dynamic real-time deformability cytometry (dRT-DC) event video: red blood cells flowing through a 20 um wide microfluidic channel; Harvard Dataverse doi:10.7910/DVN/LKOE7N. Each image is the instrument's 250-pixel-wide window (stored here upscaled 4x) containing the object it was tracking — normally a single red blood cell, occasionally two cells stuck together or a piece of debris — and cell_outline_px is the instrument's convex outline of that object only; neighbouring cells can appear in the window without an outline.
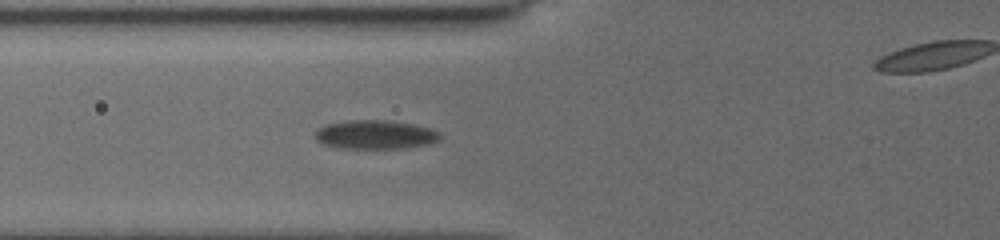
{"species": "common noctule bat (a hibernating species)", "species_latin": "Nyctalus noctula", "temperature_condition": "cold", "stored_images_in_passage": 13, "camera_frame_rate_fps": 3000, "um_per_image_px": 0.085, "animal": {"sex": "female", "body_mass_g": 19.5, "forearm_length_mm": 54.1}, "frame": {"image": 1, "passage_image": 6, "time_ms": 3.0, "image_size_px": [1000, 240], "cell_outline_px": [[440, 140], [432, 144], [408, 148], [340, 148], [320, 144], [316, 140], [316, 132], [324, 124], [348, 120], [384, 120], [412, 124], [428, 128], [440, 132]], "centroid_in_image_um": [31.9, 11.45], "position_along_channel_um": 93.9, "area_um2": 21.15}}
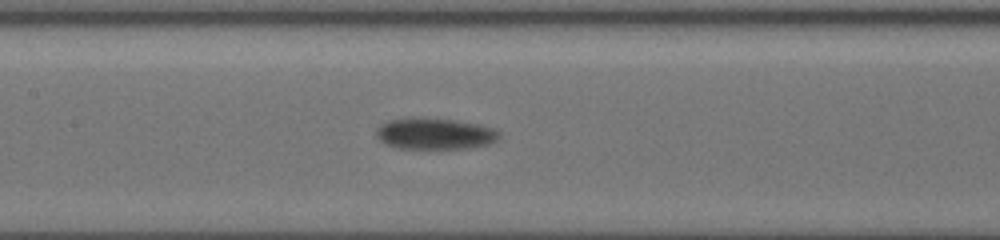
{"frame": {"image": 2, "passage_image": 11, "time_ms": 5.0, "image_size_px": [1000, 240], "cell_outline_px": [[500, 136], [496, 140], [488, 144], [468, 148], [396, 148], [384, 144], [376, 136], [376, 128], [388, 120], [412, 116], [456, 120], [480, 124], [492, 128], [500, 132]], "centroid_in_image_um": [36.92, 11.34], "position_along_channel_um": 170.5, "area_um2": 22.72}}
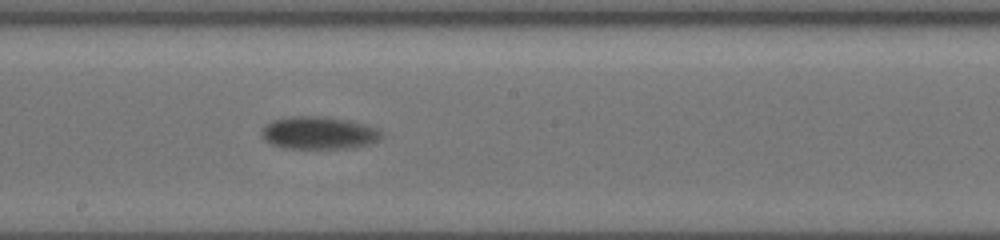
{"frame": {"image": 3, "passage_image": 13, "time_ms": 6.333, "image_size_px": [1000, 240], "cell_outline_px": [[380, 136], [376, 140], [368, 144], [348, 148], [284, 148], [272, 144], [264, 140], [264, 124], [272, 120], [292, 116], [320, 116], [348, 120], [364, 124], [376, 128], [380, 132]], "centroid_in_image_um": [27.06, 11.29], "position_along_channel_um": 221.1, "area_um2": 22.37}}